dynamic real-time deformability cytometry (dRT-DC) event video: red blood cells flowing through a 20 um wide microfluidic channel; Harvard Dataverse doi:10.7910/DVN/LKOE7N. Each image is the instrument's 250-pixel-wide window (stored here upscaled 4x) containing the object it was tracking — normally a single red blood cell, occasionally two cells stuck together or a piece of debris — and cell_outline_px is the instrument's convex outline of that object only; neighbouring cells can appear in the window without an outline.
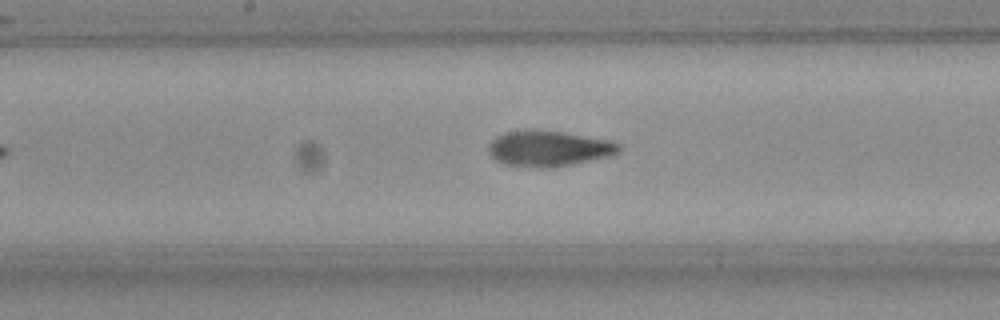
{"species": "Egyptian fruit bat (a non-hibernating species)", "species_latin": "Rousettus aegyptiacus", "temperature_condition": "room temperature", "stored_images_in_passage": 28, "camera_frame_rate_fps": 3000, "um_per_image_px": 0.085, "frame": {"image": 1, "passage_image": 13, "time_ms": 4.0, "image_size_px": [1000, 320], "cell_outline_px": [[620, 152], [608, 156], [568, 164], [508, 164], [496, 160], [488, 152], [488, 148], [492, 140], [496, 136], [508, 132], [560, 132], [608, 140], [620, 144]], "centroid_in_image_um": [46.67, 12.59], "position_along_channel_um": 201.5, "area_um2": 24.91}}
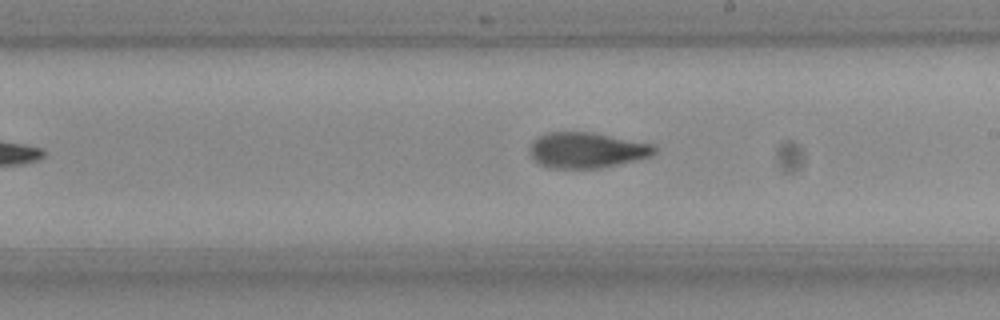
{"frame": {"image": 2, "passage_image": 16, "time_ms": 5.0, "image_size_px": [1000, 320], "cell_outline_px": [[656, 152], [648, 156], [616, 164], [596, 168], [548, 168], [540, 164], [532, 156], [532, 144], [540, 136], [548, 132], [592, 132], [656, 144]], "centroid_in_image_um": [49.91, 12.75], "position_along_channel_um": 239.1, "area_um2": 25.37}}